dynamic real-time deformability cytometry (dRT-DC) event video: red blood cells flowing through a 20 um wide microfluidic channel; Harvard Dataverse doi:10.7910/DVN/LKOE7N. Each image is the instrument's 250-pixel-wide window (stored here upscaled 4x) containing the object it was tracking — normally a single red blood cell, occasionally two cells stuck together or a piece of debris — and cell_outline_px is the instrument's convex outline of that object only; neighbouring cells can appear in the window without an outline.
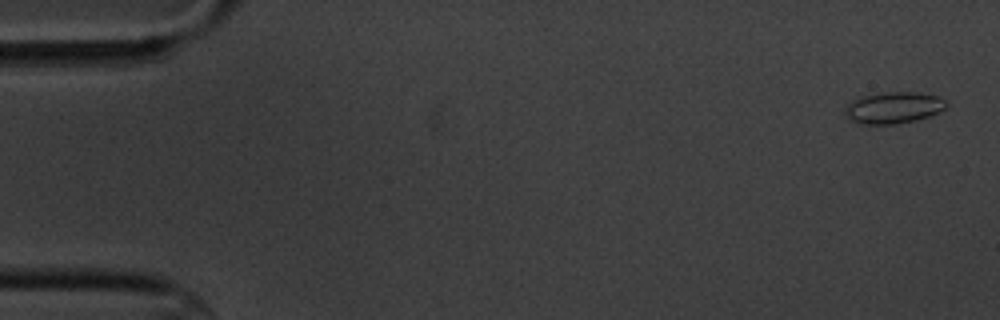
{"species": "common noctule bat (a hibernating species)", "species_latin": "Nyctalus noctula", "temperature_condition": "cold", "stored_images_in_passage": 6, "segment_of_instrument_passage": [1, 2], "camera_frame_rate_fps": 3000, "um_per_image_px": 0.085, "animal": {"sex": "male", "body_mass_g": 20.1, "forearm_length_mm": 53.5}, "frame": {"image": 1, "passage_image": 1, "time_ms": 0.0, "image_size_px": [1000, 320], "cell_outline_px": [[948, 104], [944, 108], [928, 116], [916, 120], [896, 124], [860, 124], [848, 120], [844, 112], [844, 108], [852, 100], [860, 96], [884, 92], [920, 92], [936, 96], [944, 100]], "centroid_in_image_um": [75.88, 9.15], "position_along_channel_um": 9.1, "area_um2": 18.67}}